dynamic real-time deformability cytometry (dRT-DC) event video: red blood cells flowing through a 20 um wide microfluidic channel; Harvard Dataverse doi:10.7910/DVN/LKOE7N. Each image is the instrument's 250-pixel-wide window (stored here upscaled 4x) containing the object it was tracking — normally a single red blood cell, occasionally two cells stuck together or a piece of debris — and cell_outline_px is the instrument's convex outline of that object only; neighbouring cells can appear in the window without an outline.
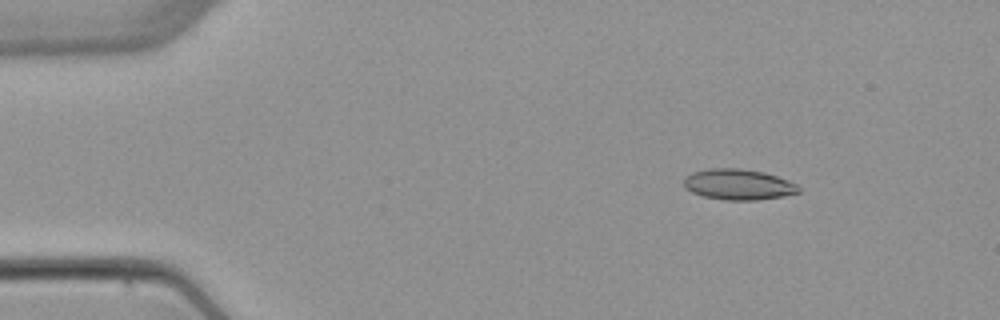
{"species": "common noctule bat (a hibernating species)", "species_latin": "Nyctalus noctula", "temperature_condition": "warm", "stored_images_in_passage": 4, "camera_frame_rate_fps": 3000, "um_per_image_px": 0.085, "animal": {"sex": "female", "body_mass_g": 22.7, "forearm_length_mm": 54.2}, "frame": {"image": 1, "passage_image": 2, "time_ms": 1.0, "image_size_px": [1000, 320], "cell_outline_px": [[800, 192], [784, 196], [756, 200], [724, 200], [704, 196], [692, 192], [684, 188], [684, 176], [692, 172], [708, 168], [740, 168], [764, 172], [788, 180], [796, 184], [800, 188]], "centroid_in_image_um": [62.74, 15.67], "position_along_channel_um": 22.3, "area_um2": 20.69}}
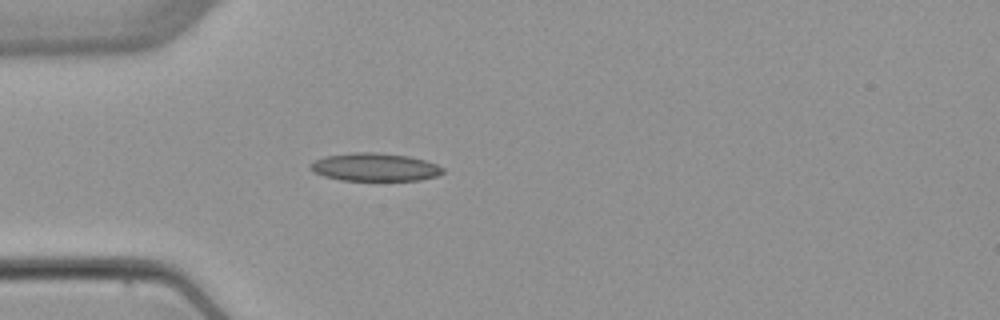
{"frame": {"image": 2, "passage_image": 4, "time_ms": 3.667, "image_size_px": [1000, 320], "cell_outline_px": [[444, 172], [436, 176], [420, 180], [340, 180], [324, 176], [308, 168], [308, 164], [324, 156], [352, 152], [376, 152], [408, 156], [424, 160], [436, 164], [444, 168]], "centroid_in_image_um": [31.84, 14.2], "position_along_channel_um": 53.2, "area_um2": 21.62}}